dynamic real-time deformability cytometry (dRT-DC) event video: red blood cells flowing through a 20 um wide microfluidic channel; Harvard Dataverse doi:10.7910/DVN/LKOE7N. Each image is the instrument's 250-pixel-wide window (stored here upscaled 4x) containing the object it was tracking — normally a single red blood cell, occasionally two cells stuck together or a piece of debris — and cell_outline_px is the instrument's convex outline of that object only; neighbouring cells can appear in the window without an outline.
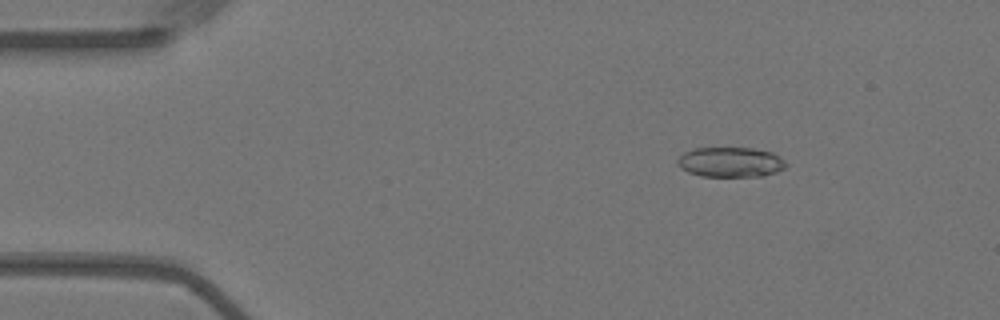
{"species": "Egyptian fruit bat (a non-hibernating species)", "species_latin": "Rousettus aegyptiacus", "temperature_condition": "warm", "stored_images_in_passage": 44, "camera_frame_rate_fps": 3000, "um_per_image_px": 0.085, "animal": {"sex": "female"}, "frame": {"image": 1, "passage_image": 8, "time_ms": 2.333, "image_size_px": [1000, 320], "cell_outline_px": [[788, 164], [784, 168], [776, 172], [764, 176], [700, 176], [688, 172], [680, 168], [676, 160], [684, 152], [696, 148], [752, 148], [772, 152], [784, 160]], "centroid_in_image_um": [62.09, 13.78], "position_along_channel_um": 22.9, "area_um2": 18.96}}
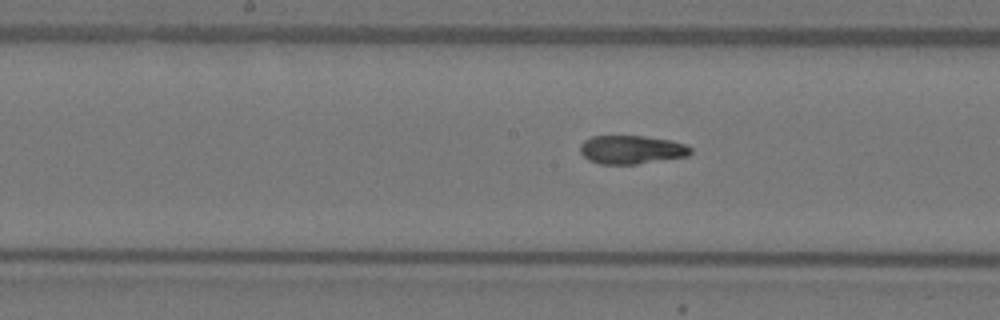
{"frame": {"image": 2, "passage_image": 28, "time_ms": 9.0, "image_size_px": [1000, 320], "cell_outline_px": [[692, 152], [688, 156], [636, 164], [600, 164], [588, 160], [580, 152], [580, 144], [584, 140], [592, 136], [644, 136], [672, 140], [688, 144], [692, 148]], "centroid_in_image_um": [53.7, 12.71], "position_along_channel_um": 194.5, "area_um2": 18.55}}
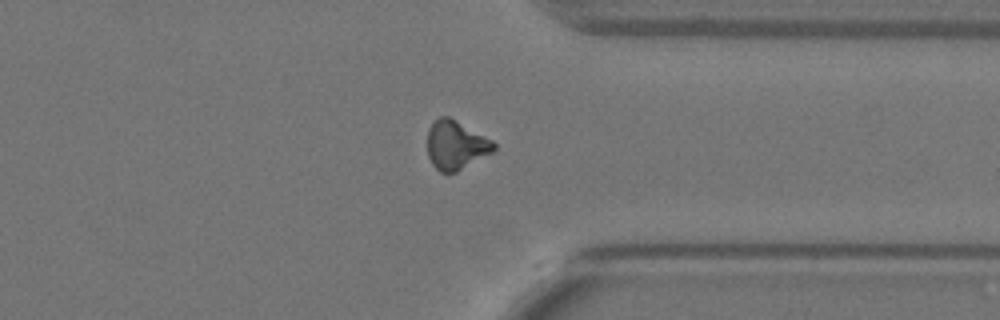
{"frame": {"image": 3, "passage_image": 43, "time_ms": 14.0, "image_size_px": [1000, 320], "cell_outline_px": [[496, 148], [492, 152], [456, 172], [440, 172], [432, 164], [428, 156], [428, 128], [440, 116], [448, 116], [456, 120], [492, 140], [496, 144]], "centroid_in_image_um": [38.74, 12.33], "position_along_channel_um": 372.7, "area_um2": 18.67}, "authors_computed_cell_mechanics": {"area_um2": 19.1896, "velocity_mm_per_s": 3.6355, "shape_relaxation_time_tau1_ms": 6.592, "shape_relaxation_time_tau2_ms": 1.9826, "deformation_change_tau1": 0.1997, "deformation_change_tau2": 0.0823}}